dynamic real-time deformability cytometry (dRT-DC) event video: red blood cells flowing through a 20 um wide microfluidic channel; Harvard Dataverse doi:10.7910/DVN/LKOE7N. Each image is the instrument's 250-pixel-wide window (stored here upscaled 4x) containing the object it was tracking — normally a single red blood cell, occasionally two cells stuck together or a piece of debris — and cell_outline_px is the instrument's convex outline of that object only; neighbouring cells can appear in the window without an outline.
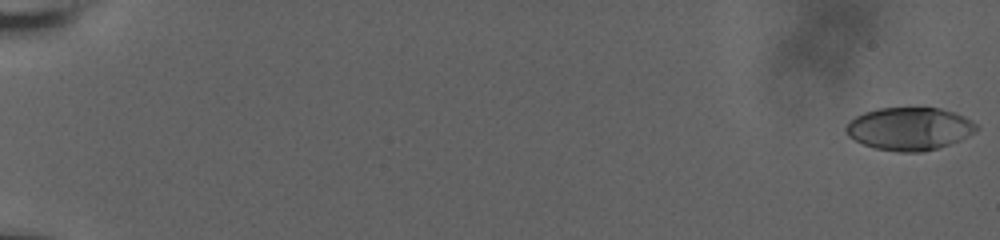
{"species": "human", "species_latin": "Homo sapiens", "temperature_condition": "room temperature", "stored_images_in_passage": 60, "camera_frame_rate_fps": 3000, "um_per_image_px": 0.085, "donor": {"sex": "male"}, "frame": {"image": 1, "passage_image": 1, "time_ms": 0.0, "image_size_px": [1000, 240], "cell_outline_px": [[980, 128], [976, 132], [960, 140], [936, 148], [920, 152], [900, 152], [872, 148], [848, 136], [844, 128], [856, 116], [864, 112], [880, 108], [940, 108], [956, 112], [972, 120]], "centroid_in_image_um": [77.33, 10.94], "position_along_channel_um": 7.7, "area_um2": 32.54}}
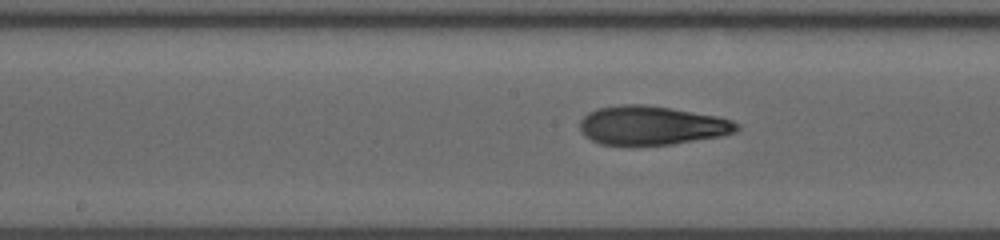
{"frame": {"image": 2, "passage_image": 34, "time_ms": 11.0, "image_size_px": [1000, 240], "cell_outline_px": [[740, 128], [736, 132], [724, 136], [672, 144], [600, 144], [584, 136], [580, 128], [580, 120], [588, 112], [596, 108], [620, 104], [644, 104], [672, 108], [716, 116], [732, 120], [740, 124]], "centroid_in_image_um": [55.42, 10.65], "position_along_channel_um": 192.8, "area_um2": 35.66}}
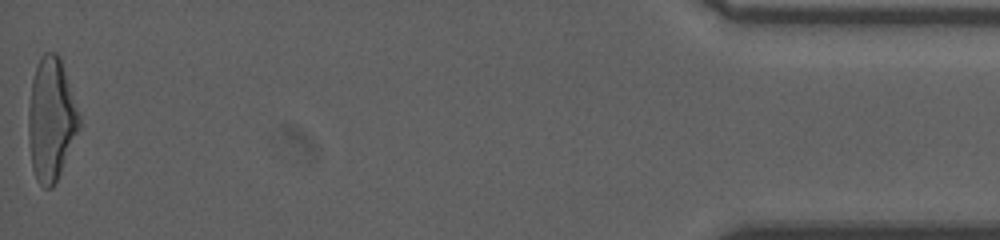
{"frame": {"image": 3, "passage_image": 60, "time_ms": 19.667, "image_size_px": [1000, 240], "cell_outline_px": [[80, 128], [60, 172], [52, 188], [44, 188], [36, 180], [32, 168], [28, 136], [28, 108], [32, 80], [36, 64], [40, 56], [44, 52], [56, 52], [60, 56], [80, 116]], "centroid_in_image_um": [4.33, 10.12], "position_along_channel_um": 430.9, "area_um2": 36.41}, "authors_computed_cell_mechanics": {"area_um2": 34.68, "velocity_mm_per_s": 3.7284, "shape_relaxation_time_tau1_ms": 7.9986, "shape_relaxation_time_tau2_ms": 1.9045, "deformation_change_tau1": 0.2517, "deformation_change_tau2": 0.0969}}